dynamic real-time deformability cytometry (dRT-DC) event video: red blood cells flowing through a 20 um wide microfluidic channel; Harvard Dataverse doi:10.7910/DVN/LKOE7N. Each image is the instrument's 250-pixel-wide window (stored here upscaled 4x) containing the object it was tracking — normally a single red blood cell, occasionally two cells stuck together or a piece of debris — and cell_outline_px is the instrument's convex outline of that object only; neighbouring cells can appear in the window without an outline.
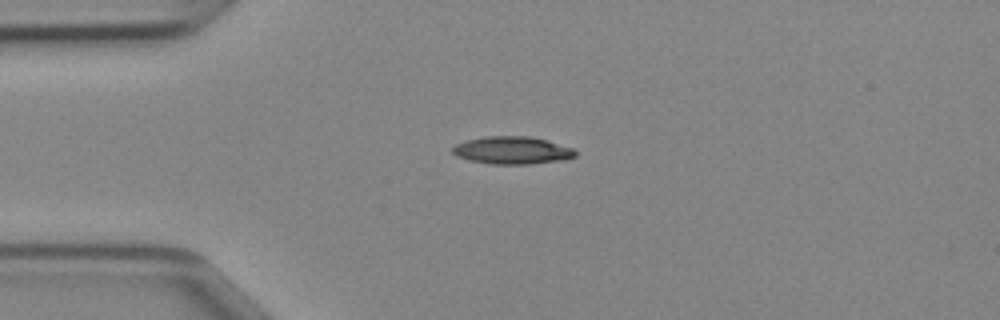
{"species": "Egyptian fruit bat (a non-hibernating species)", "species_latin": "Rousettus aegyptiacus", "temperature_condition": "cold", "stored_images_in_passage": 36, "camera_frame_rate_fps": 3000, "um_per_image_px": 0.085, "animal": {"sex": "female"}, "frame": {"image": 1, "passage_image": 1, "time_ms": 0.0, "image_size_px": [1000, 320], "cell_outline_px": [[576, 156], [564, 160], [528, 164], [492, 164], [472, 160], [456, 156], [452, 152], [452, 148], [456, 144], [468, 140], [488, 136], [528, 136], [544, 140], [572, 148], [576, 152]], "centroid_in_image_um": [43.54, 12.78], "position_along_channel_um": 41.5, "area_um2": 19.42}}
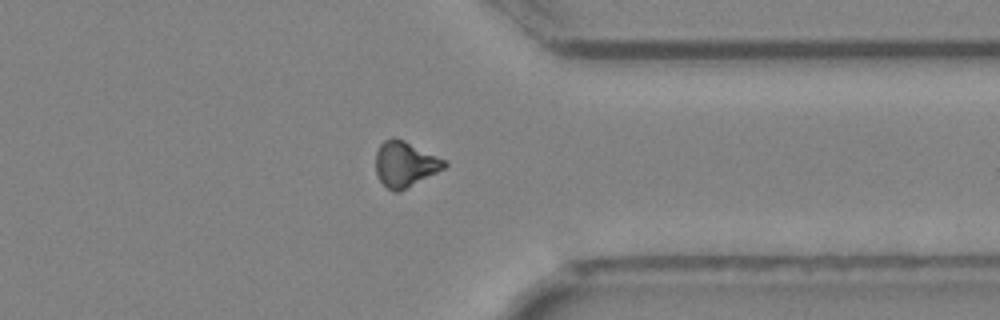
{"frame": {"image": 2, "passage_image": 26, "time_ms": 8.333, "image_size_px": [1000, 320], "cell_outline_px": [[448, 164], [444, 168], [400, 192], [392, 192], [380, 180], [376, 172], [376, 152], [380, 144], [384, 140], [392, 136], [404, 140], [448, 160]], "centroid_in_image_um": [34.44, 13.93], "position_along_channel_um": 377.0, "area_um2": 18.32}}
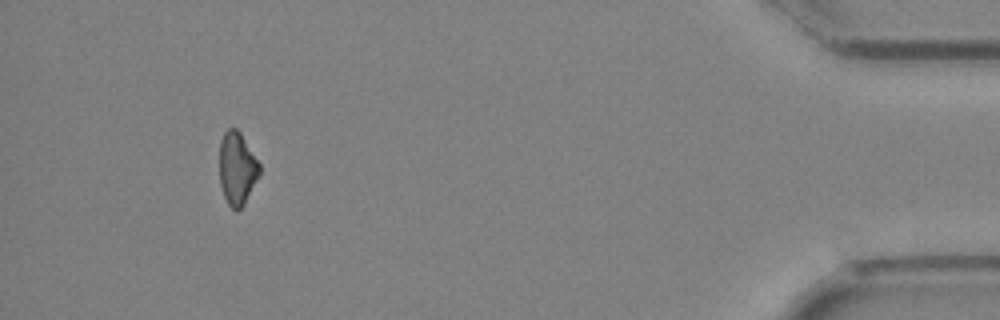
{"frame": {"image": 3, "passage_image": 33, "time_ms": 10.667, "image_size_px": [1000, 320], "cell_outline_px": [[260, 172], [244, 204], [236, 212], [228, 204], [224, 196], [220, 184], [220, 140], [224, 132], [228, 128], [236, 128], [240, 132], [260, 164]], "centroid_in_image_um": [20.14, 14.3], "position_along_channel_um": 415.1, "area_um2": 16.82}}